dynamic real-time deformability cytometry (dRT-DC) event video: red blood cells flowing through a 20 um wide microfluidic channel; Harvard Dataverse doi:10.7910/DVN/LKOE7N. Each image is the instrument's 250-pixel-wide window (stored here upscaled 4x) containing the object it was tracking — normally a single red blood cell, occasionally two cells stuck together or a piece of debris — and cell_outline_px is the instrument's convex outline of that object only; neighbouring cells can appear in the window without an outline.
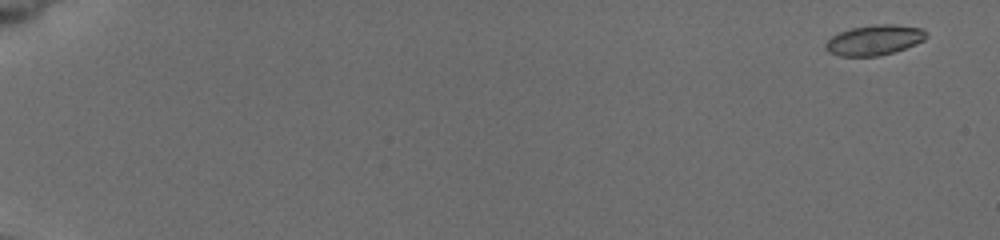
{"species": "common noctule bat (a hibernating species)", "species_latin": "Nyctalus noctula", "temperature_condition": "cold", "stored_images_in_passage": 6, "camera_frame_rate_fps": 3000, "um_per_image_px": 0.085, "animal": {"sex": "female", "body_mass_g": 19.5, "forearm_length_mm": 54.1}, "frame": {"image": 1, "passage_image": 1, "time_ms": 0.0, "image_size_px": [1000, 240], "cell_outline_px": [[928, 36], [924, 40], [916, 44], [880, 56], [840, 56], [828, 52], [824, 48], [824, 44], [832, 36], [840, 32], [852, 28], [872, 24], [896, 24], [924, 28], [928, 32]], "centroid_in_image_um": [74.34, 3.39], "position_along_channel_um": 10.7, "area_um2": 17.92}}
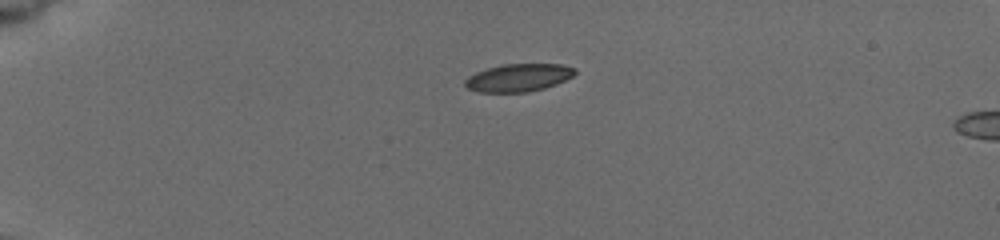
{"frame": {"image": 2, "passage_image": 5, "time_ms": 4.333, "image_size_px": [1000, 240], "cell_outline_px": [[576, 72], [572, 76], [556, 84], [544, 88], [528, 92], [476, 92], [468, 88], [464, 84], [464, 80], [468, 76], [476, 72], [488, 68], [504, 64], [560, 64], [576, 68]], "centroid_in_image_um": [44.05, 6.6], "position_along_channel_um": 40.9, "area_um2": 17.74}}